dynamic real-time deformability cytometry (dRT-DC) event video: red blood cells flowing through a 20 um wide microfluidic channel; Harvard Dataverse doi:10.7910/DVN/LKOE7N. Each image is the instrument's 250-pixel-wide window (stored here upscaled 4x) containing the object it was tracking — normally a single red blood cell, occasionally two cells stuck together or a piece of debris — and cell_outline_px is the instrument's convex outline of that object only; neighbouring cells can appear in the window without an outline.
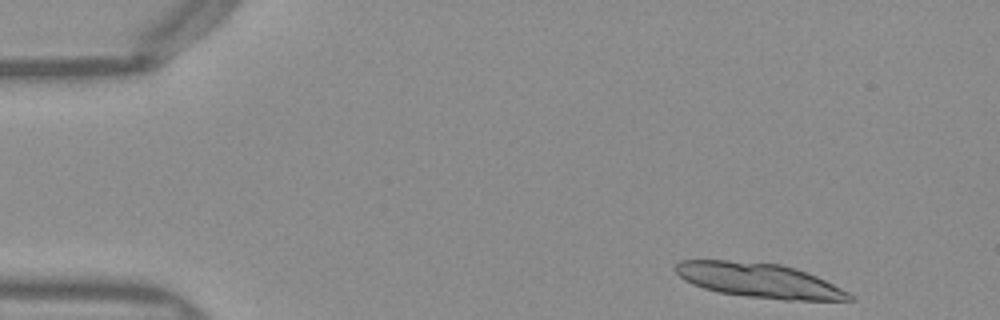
{"species": "Egyptian fruit bat (a non-hibernating species)", "species_latin": "Rousettus aegyptiacus", "temperature_condition": "warm", "stored_images_in_passage": 25, "segment_of_instrument_passage": [1, 2], "camera_frame_rate_fps": 3000, "um_per_image_px": 0.085, "frame": {"image": 1, "passage_image": 1, "time_ms": 0.0, "image_size_px": [1000, 320], "cell_outline_px": [[856, 300], [784, 300], [748, 296], [720, 292], [704, 288], [692, 284], [684, 280], [676, 272], [676, 264], [680, 260], [724, 260], [780, 264], [796, 268], [816, 276], [848, 292]], "centroid_in_image_um": [64.51, 23.83], "position_along_channel_um": 20.5, "area_um2": 34.56}}